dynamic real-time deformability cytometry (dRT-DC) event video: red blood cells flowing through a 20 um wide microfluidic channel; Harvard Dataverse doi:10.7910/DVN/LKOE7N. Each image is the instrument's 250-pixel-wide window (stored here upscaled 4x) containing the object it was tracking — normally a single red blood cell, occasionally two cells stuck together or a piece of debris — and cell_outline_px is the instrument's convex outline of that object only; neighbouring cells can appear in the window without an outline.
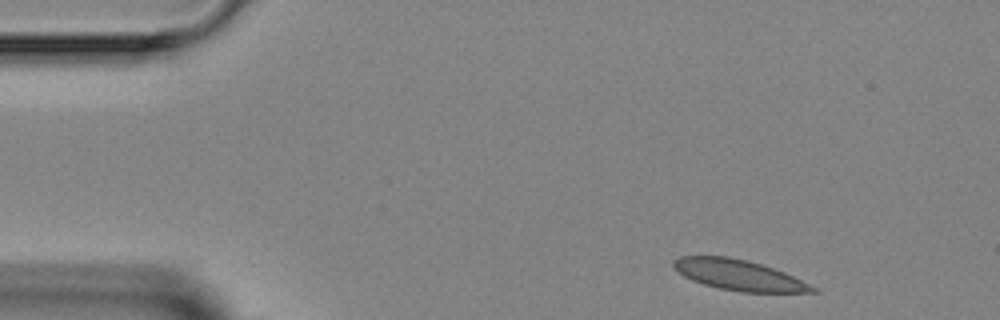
{"species": "Egyptian fruit bat (a non-hibernating species)", "species_latin": "Rousettus aegyptiacus", "temperature_condition": "room temperature", "stored_images_in_passage": 6, "segment_of_instrument_passage": [2, 2], "camera_frame_rate_fps": 3000, "um_per_image_px": 0.085, "animal": {"sex": "female"}, "frame": {"image": 1, "passage_image": 6, "time_ms": 5.667, "image_size_px": [1000, 320], "cell_outline_px": [[820, 292], [740, 292], [720, 288], [704, 284], [692, 280], [684, 276], [672, 264], [672, 260], [680, 256], [728, 256], [748, 260], [784, 272], [820, 288]], "centroid_in_image_um": [62.84, 23.38], "position_along_channel_um": 22.2, "area_um2": 24.68}}